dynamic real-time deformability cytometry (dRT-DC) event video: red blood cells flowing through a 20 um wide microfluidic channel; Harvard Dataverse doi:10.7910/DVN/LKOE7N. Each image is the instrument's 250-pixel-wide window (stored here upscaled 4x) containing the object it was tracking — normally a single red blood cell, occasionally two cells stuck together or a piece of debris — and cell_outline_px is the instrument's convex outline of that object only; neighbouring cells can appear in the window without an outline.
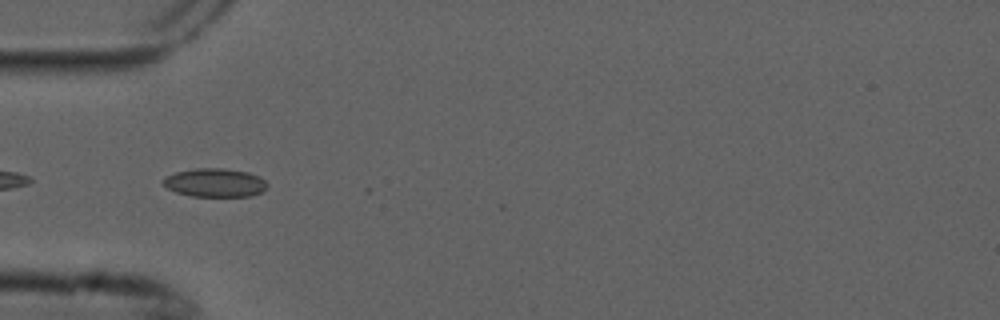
{"species": "common noctule bat (a hibernating species)", "species_latin": "Nyctalus noctula", "temperature_condition": "cold", "stored_images_in_passage": 5, "camera_frame_rate_fps": 3000, "um_per_image_px": 0.085, "animal": {"sex": "male", "forearm_length_mm": 52.5}, "frame": {"image": 1, "passage_image": 3, "time_ms": 0.667, "image_size_px": [1000, 320], "cell_outline_px": [[268, 188], [252, 196], [192, 196], [176, 192], [168, 188], [164, 184], [164, 180], [168, 176], [176, 172], [196, 168], [224, 168], [248, 172], [260, 176], [268, 184]], "centroid_in_image_um": [18.33, 15.52], "position_along_channel_um": 66.7, "area_um2": 17.22}}
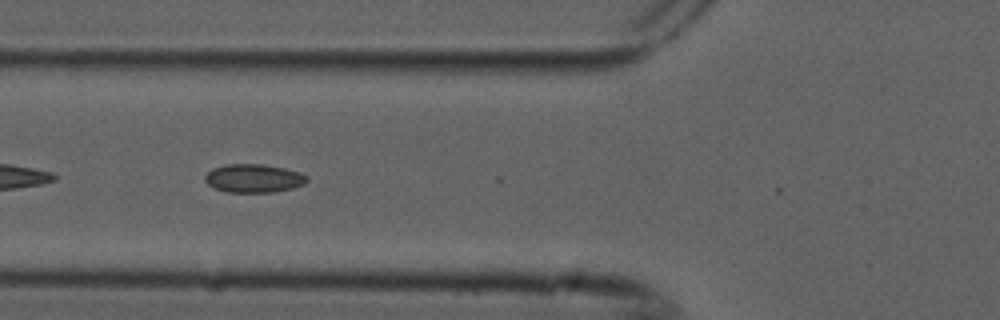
{"frame": {"image": 2, "passage_image": 4, "time_ms": 1.0, "image_size_px": [1000, 320], "cell_outline_px": [[308, 180], [304, 184], [292, 188], [272, 192], [228, 192], [216, 188], [208, 184], [204, 180], [204, 176], [212, 168], [224, 164], [264, 164], [284, 168], [300, 172], [308, 176]], "centroid_in_image_um": [21.56, 15.14], "position_along_channel_um": 104.2, "area_um2": 16.94}}